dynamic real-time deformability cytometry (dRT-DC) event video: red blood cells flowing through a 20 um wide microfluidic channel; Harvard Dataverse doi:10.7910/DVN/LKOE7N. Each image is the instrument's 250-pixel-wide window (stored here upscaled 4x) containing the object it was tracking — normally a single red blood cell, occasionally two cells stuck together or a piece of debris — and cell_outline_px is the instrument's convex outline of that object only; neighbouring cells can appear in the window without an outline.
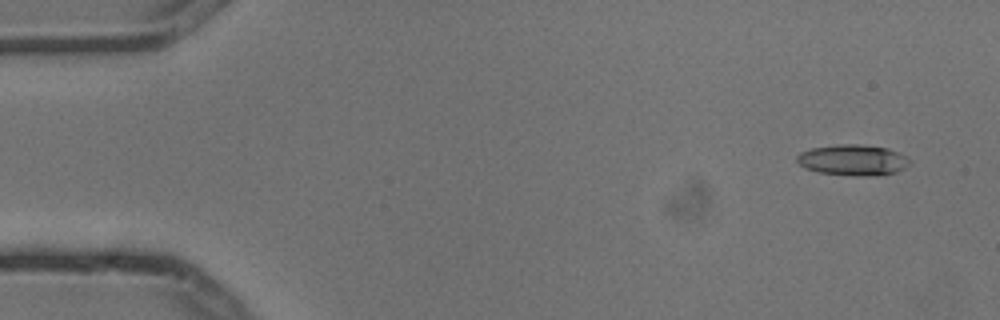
{"species": "common noctule bat (a hibernating species)", "species_latin": "Nyctalus noctula", "temperature_condition": "cold", "stored_images_in_passage": 3, "camera_frame_rate_fps": 3000, "um_per_image_px": 0.085, "animal": {"sex": "male", "body_mass_g": 13.3}, "frame": {"image": 1, "passage_image": 1, "time_ms": 0.0, "image_size_px": [1000, 320], "cell_outline_px": [[912, 160], [904, 168], [896, 172], [868, 176], [856, 176], [816, 172], [804, 168], [796, 160], [796, 156], [800, 152], [812, 148], [844, 144], [856, 144], [888, 148]], "centroid_in_image_um": [72.46, 13.61], "position_along_channel_um": 12.5, "area_um2": 20.11}}